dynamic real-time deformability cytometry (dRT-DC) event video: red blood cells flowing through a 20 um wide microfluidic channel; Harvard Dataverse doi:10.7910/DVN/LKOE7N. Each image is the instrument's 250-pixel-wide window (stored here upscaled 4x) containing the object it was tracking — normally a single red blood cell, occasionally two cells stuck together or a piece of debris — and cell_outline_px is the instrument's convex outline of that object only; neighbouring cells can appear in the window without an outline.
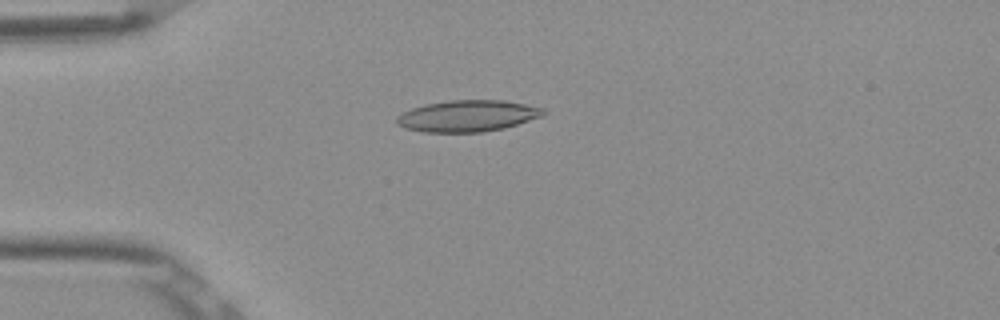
{"species": "Egyptian fruit bat (a non-hibernating species)", "species_latin": "Rousettus aegyptiacus", "temperature_condition": "room temperature", "stored_images_in_passage": 7, "camera_frame_rate_fps": 3000, "um_per_image_px": 0.085, "frame": {"image": 1, "passage_image": 4, "time_ms": 1.0, "image_size_px": [1000, 320], "cell_outline_px": [[548, 112], [544, 116], [504, 128], [484, 132], [424, 132], [404, 128], [396, 120], [396, 116], [412, 108], [424, 104], [448, 100], [504, 100], [544, 108]], "centroid_in_image_um": [39.78, 9.85], "position_along_channel_um": 45.2, "area_um2": 26.99}}
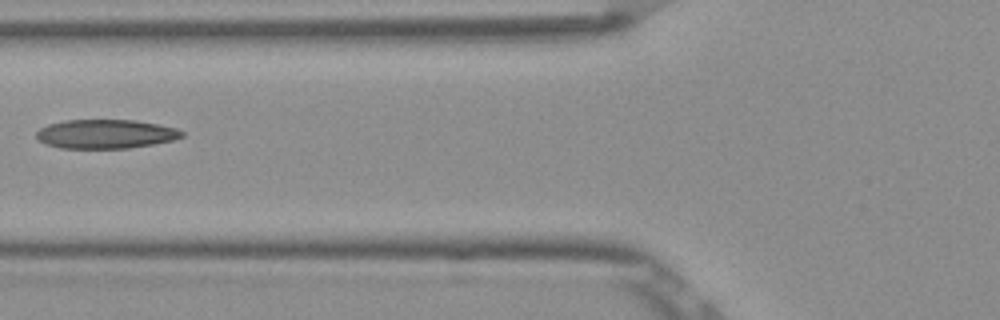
{"frame": {"image": 2, "passage_image": 6, "time_ms": 1.667, "image_size_px": [1000, 320], "cell_outline_px": [[184, 136], [172, 140], [152, 144], [128, 148], [60, 148], [44, 144], [36, 140], [36, 132], [40, 128], [48, 124], [64, 120], [136, 120], [176, 128], [184, 132]], "centroid_in_image_um": [8.93, 11.39], "position_along_channel_um": 116.9, "area_um2": 24.68}}
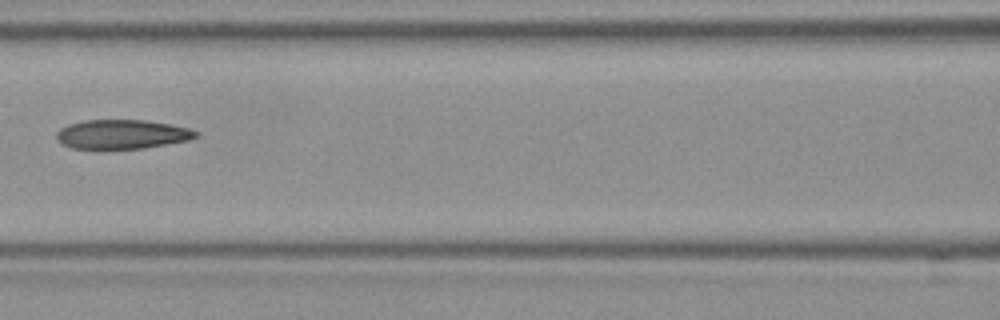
{"frame": {"image": 3, "passage_image": 7, "time_ms": 2.0, "image_size_px": [1000, 320], "cell_outline_px": [[200, 136], [188, 140], [144, 148], [104, 152], [96, 152], [72, 148], [60, 144], [56, 140], [56, 132], [60, 128], [68, 124], [84, 120], [144, 120], [168, 124], [188, 128], [200, 132]], "centroid_in_image_um": [10.28, 11.47], "position_along_channel_um": 156.3, "area_um2": 24.85}}